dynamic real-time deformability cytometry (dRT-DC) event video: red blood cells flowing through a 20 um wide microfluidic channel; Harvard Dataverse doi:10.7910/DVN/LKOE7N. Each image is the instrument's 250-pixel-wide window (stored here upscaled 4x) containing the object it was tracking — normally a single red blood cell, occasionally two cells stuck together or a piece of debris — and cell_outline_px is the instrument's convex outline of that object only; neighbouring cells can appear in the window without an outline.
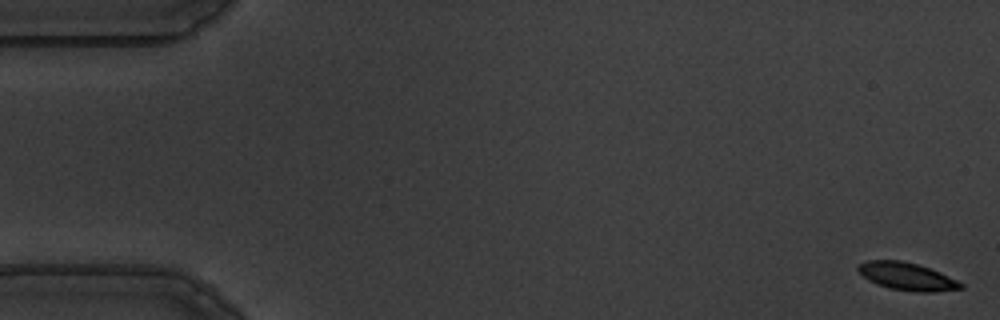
{"species": "common noctule bat (a hibernating species)", "species_latin": "Nyctalus noctula", "temperature_condition": "warm", "stored_images_in_passage": 57, "camera_frame_rate_fps": 3000, "um_per_image_px": 0.085, "animal": {"sex": "male", "body_mass_g": 19.5, "forearm_length_mm": 54.6}, "frame": {"image": 1, "passage_image": 1, "time_ms": 0.0, "image_size_px": [1000, 320], "cell_outline_px": [[964, 288], [932, 292], [916, 292], [892, 288], [876, 284], [868, 280], [856, 268], [856, 264], [868, 260], [900, 260], [916, 264], [940, 272], [964, 284]], "centroid_in_image_um": [77.07, 23.49], "position_along_channel_um": 7.9, "area_um2": 16.42}}
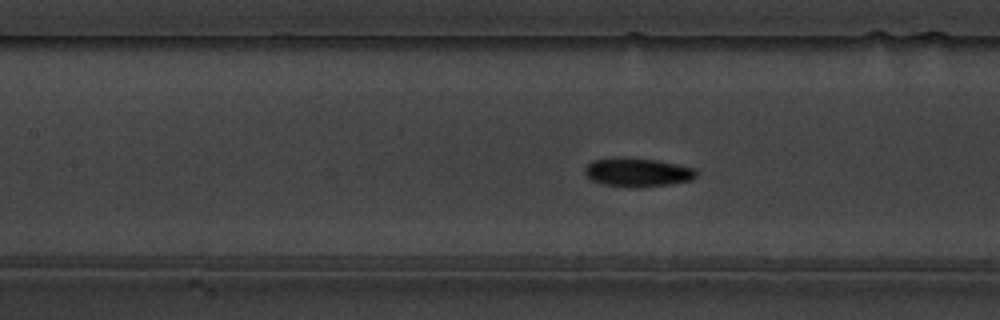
{"frame": {"image": 2, "passage_image": 25, "time_ms": 8.0, "image_size_px": [1000, 320], "cell_outline_px": [[696, 176], [692, 180], [668, 184], [640, 188], [628, 188], [604, 184], [592, 180], [584, 172], [584, 168], [592, 160], [616, 156], [624, 156], [656, 160], [696, 168]], "centroid_in_image_um": [54.16, 14.63], "position_along_channel_um": 153.2, "area_um2": 19.02}}
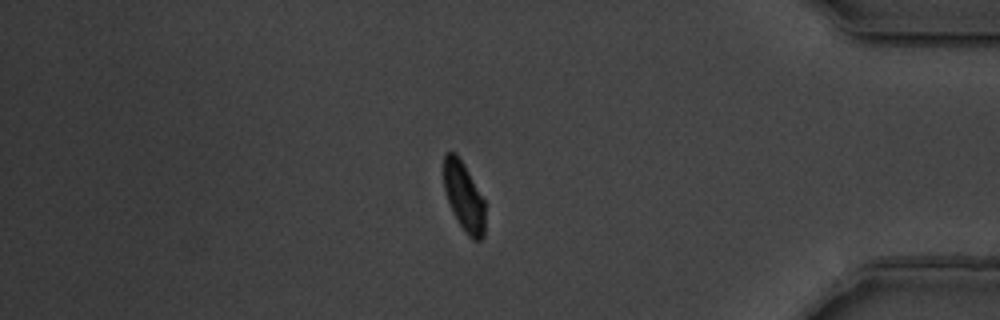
{"frame": {"image": 3, "passage_image": 48, "time_ms": 15.667, "image_size_px": [1000, 320], "cell_outline_px": [[484, 236], [480, 240], [472, 240], [464, 232], [452, 212], [444, 188], [444, 152], [456, 152], [464, 164], [484, 200]], "centroid_in_image_um": [39.42, 16.72], "position_along_channel_um": 395.8, "area_um2": 16.59}, "authors_computed_cell_mechanics": {"area_um2": 17.629, "velocity_mm_per_s": 3.5749, "shape_relaxation_time_tau1_ms": 2.5237, "shape_relaxation_time_tau2_ms": 2.0878, "deformation_change_tau1": 0.0934, "deformation_change_tau2": 0.0506}}